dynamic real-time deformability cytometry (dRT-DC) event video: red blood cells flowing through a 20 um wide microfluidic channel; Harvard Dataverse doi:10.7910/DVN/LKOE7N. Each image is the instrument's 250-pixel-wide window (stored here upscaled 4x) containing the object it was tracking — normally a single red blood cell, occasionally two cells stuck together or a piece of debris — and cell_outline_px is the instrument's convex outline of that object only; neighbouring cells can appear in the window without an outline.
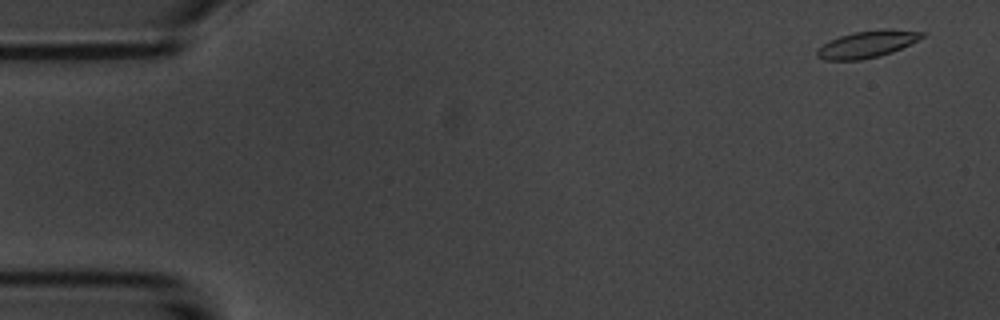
{"species": "common noctule bat (a hibernating species)", "species_latin": "Nyctalus noctula", "temperature_condition": "room temperature", "stored_images_in_passage": 7, "camera_frame_rate_fps": 3000, "um_per_image_px": 0.085, "animal": {"sex": "male", "body_mass_g": 20.1, "forearm_length_mm": 53.5}, "frame": {"image": 1, "passage_image": 1, "time_ms": 0.0, "image_size_px": [1000, 320], "cell_outline_px": [[924, 36], [892, 52], [880, 56], [860, 60], [824, 60], [816, 56], [816, 48], [840, 36], [852, 32], [880, 28], [888, 28], [924, 32]], "centroid_in_image_um": [73.67, 3.75], "position_along_channel_um": 11.3, "area_um2": 16.47}}
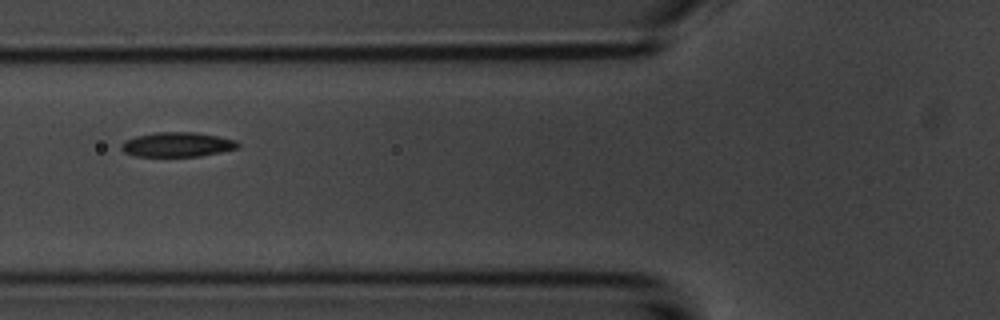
{"frame": {"image": 2, "passage_image": 6, "time_ms": 6.0, "image_size_px": [1000, 320], "cell_outline_px": [[240, 148], [200, 156], [136, 156], [124, 152], [120, 148], [120, 144], [124, 140], [136, 136], [156, 132], [196, 132], [236, 140], [240, 144]], "centroid_in_image_um": [15.06, 12.28], "position_along_channel_um": 110.7, "area_um2": 16.76}}
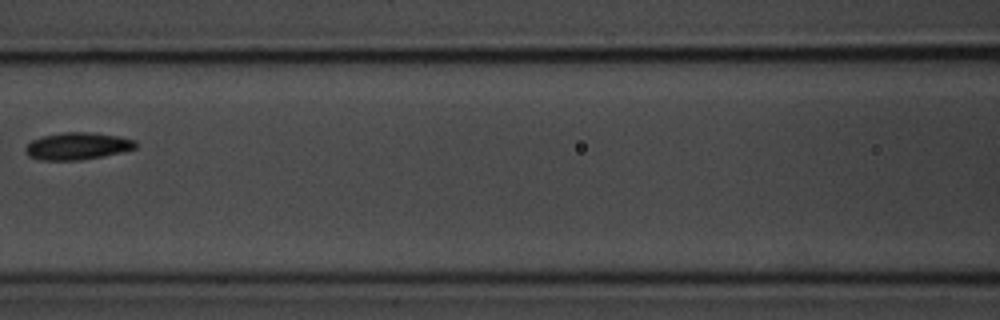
{"frame": {"image": 3, "passage_image": 7, "time_ms": 7.333, "image_size_px": [1000, 320], "cell_outline_px": [[136, 148], [104, 156], [80, 160], [40, 160], [28, 156], [24, 152], [24, 148], [32, 140], [44, 136], [64, 132], [92, 132], [120, 136], [136, 140]], "centroid_in_image_um": [6.58, 12.42], "position_along_channel_um": 160.0, "area_um2": 17.51}}